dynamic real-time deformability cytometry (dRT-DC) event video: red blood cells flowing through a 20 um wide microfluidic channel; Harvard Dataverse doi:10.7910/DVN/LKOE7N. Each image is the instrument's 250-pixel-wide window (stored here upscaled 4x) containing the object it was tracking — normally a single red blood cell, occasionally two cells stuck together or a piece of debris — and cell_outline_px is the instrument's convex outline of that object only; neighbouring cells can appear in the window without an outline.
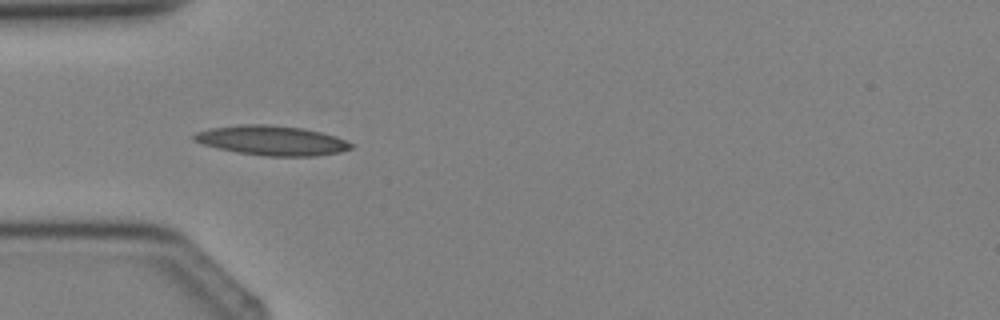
{"species": "Egyptian fruit bat (a non-hibernating species)", "species_latin": "Rousettus aegyptiacus", "temperature_condition": "cold", "stored_images_in_passage": 3, "camera_frame_rate_fps": 3000, "um_per_image_px": 0.085, "animal": {"sex": "female"}, "frame": {"image": 1, "passage_image": 3, "time_ms": 2.333, "image_size_px": [1000, 320], "cell_outline_px": [[352, 148], [340, 152], [316, 156], [264, 156], [236, 152], [216, 148], [192, 140], [192, 136], [196, 132], [212, 128], [240, 124], [264, 124], [304, 128], [336, 136], [352, 144]], "centroid_in_image_um": [23.08, 11.94], "position_along_channel_um": 61.9, "area_um2": 27.11}}